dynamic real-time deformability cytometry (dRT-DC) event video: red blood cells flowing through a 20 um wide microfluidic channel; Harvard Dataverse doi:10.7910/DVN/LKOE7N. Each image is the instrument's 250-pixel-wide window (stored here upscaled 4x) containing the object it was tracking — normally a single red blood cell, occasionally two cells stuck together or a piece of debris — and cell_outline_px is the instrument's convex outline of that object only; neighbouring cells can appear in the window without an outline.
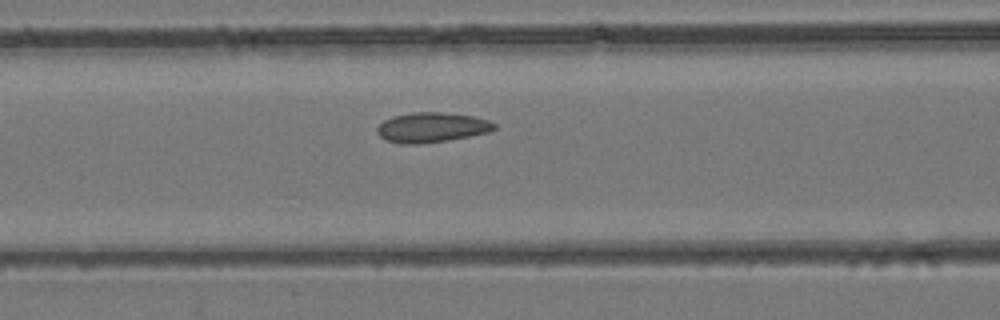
{"species": "common noctule bat (a hibernating species)", "species_latin": "Nyctalus noctula", "temperature_condition": "room temperature", "stored_images_in_passage": 41, "camera_frame_rate_fps": 3000, "um_per_image_px": 0.085, "animal": {"sex": "female", "body_mass_g": 24.6, "forearm_length_mm": 56.2}, "frame": {"image": 1, "passage_image": 15, "time_ms": 4.667, "image_size_px": [1000, 320], "cell_outline_px": [[496, 128], [488, 132], [448, 140], [420, 144], [400, 144], [384, 140], [376, 132], [376, 128], [384, 120], [392, 116], [412, 112], [444, 112], [472, 116], [488, 120], [496, 124]], "centroid_in_image_um": [36.65, 10.83], "position_along_channel_um": 129.9, "area_um2": 20.52}}
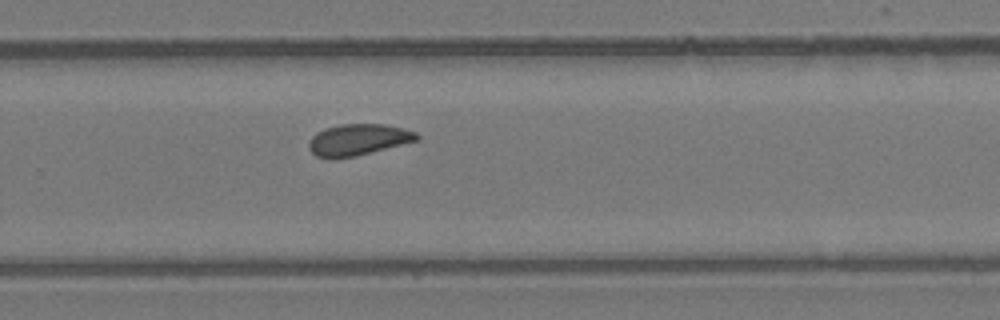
{"frame": {"image": 2, "passage_image": 26, "time_ms": 8.333, "image_size_px": [1000, 320], "cell_outline_px": [[420, 140], [356, 156], [332, 160], [316, 156], [308, 148], [308, 144], [312, 136], [316, 132], [324, 128], [340, 124], [384, 124], [404, 128], [416, 132], [420, 136]], "centroid_in_image_um": [30.44, 11.88], "position_along_channel_um": 299.4, "area_um2": 20.11}}
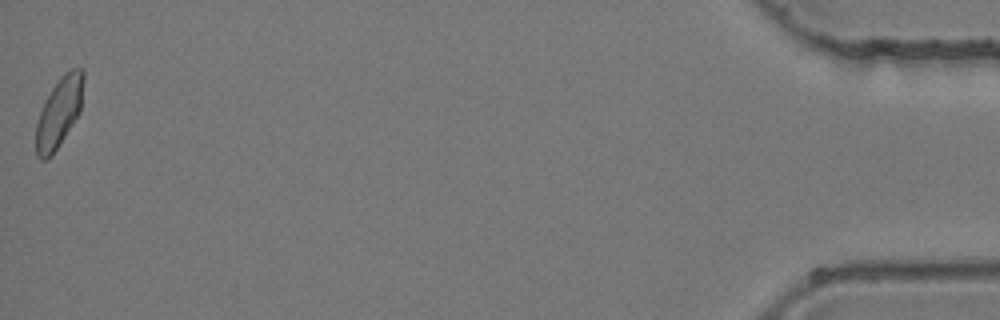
{"frame": {"image": 3, "passage_image": 41, "time_ms": 13.333, "image_size_px": [1000, 320], "cell_outline_px": [[84, 80], [80, 112], [52, 156], [44, 160], [40, 160], [36, 156], [36, 124], [40, 112], [52, 88], [60, 76], [64, 72], [72, 68], [84, 68]], "centroid_in_image_um": [5.03, 9.54], "position_along_channel_um": 430.2, "area_um2": 19.31}}